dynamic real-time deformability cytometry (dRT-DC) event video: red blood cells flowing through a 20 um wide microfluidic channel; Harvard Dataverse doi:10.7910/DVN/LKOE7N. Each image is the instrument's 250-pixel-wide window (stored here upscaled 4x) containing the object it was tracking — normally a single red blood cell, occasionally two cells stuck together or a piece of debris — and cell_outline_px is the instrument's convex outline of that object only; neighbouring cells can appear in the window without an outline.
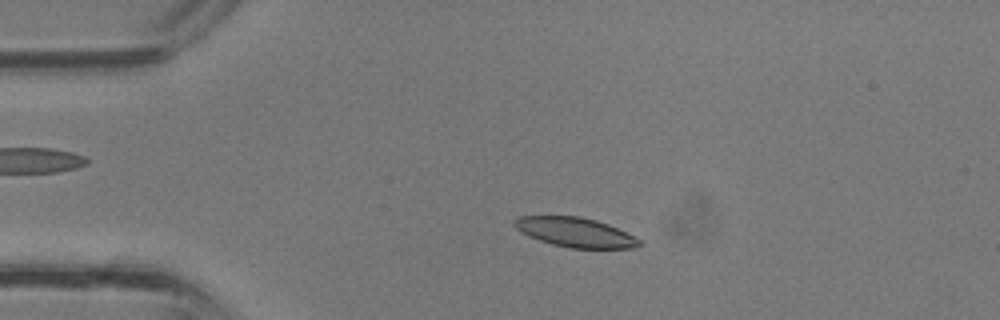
{"species": "common noctule bat (a hibernating species)", "species_latin": "Nyctalus noctula", "temperature_condition": "room temperature", "stored_images_in_passage": 36, "camera_frame_rate_fps": 3000, "um_per_image_px": 0.085, "animal": {"sex": "male", "body_mass_g": 13.3}, "frame": {"image": 1, "passage_image": 7, "time_ms": 2.0, "image_size_px": [1000, 320], "cell_outline_px": [[640, 244], [632, 248], [568, 248], [552, 244], [528, 236], [520, 232], [512, 224], [512, 220], [520, 216], [580, 216], [596, 220], [608, 224], [640, 240]], "centroid_in_image_um": [48.82, 19.73], "position_along_channel_um": 36.2, "area_um2": 21.33}}
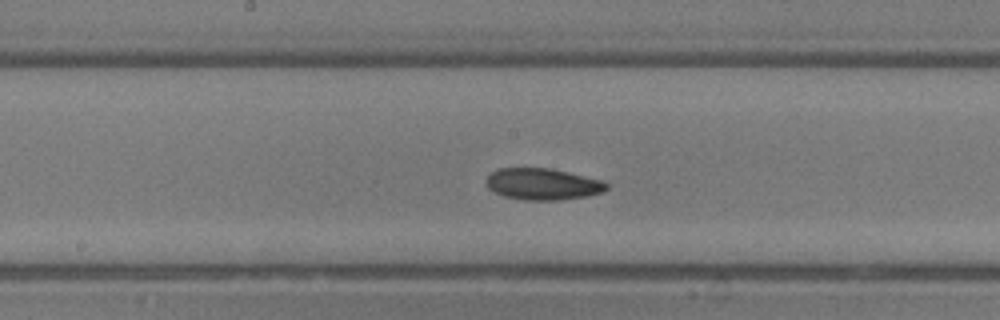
{"frame": {"image": 2, "passage_image": 18, "time_ms": 5.667, "image_size_px": [1000, 320], "cell_outline_px": [[608, 188], [604, 192], [588, 196], [560, 200], [524, 200], [504, 196], [492, 192], [488, 188], [488, 176], [496, 168], [552, 168], [604, 180], [608, 184]], "centroid_in_image_um": [46.17, 15.65], "position_along_channel_um": 202.0, "area_um2": 22.37}}
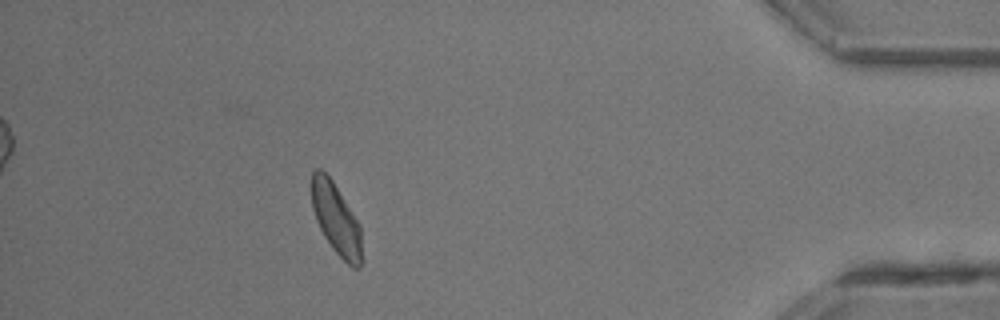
{"frame": {"image": 3, "passage_image": 32, "time_ms": 10.333, "image_size_px": [1000, 320], "cell_outline_px": [[364, 260], [360, 268], [352, 268], [332, 248], [324, 236], [316, 220], [312, 208], [312, 172], [316, 168], [320, 168], [332, 180], [360, 224]], "centroid_in_image_um": [28.61, 18.67], "position_along_channel_um": 406.6, "area_um2": 21.04}}